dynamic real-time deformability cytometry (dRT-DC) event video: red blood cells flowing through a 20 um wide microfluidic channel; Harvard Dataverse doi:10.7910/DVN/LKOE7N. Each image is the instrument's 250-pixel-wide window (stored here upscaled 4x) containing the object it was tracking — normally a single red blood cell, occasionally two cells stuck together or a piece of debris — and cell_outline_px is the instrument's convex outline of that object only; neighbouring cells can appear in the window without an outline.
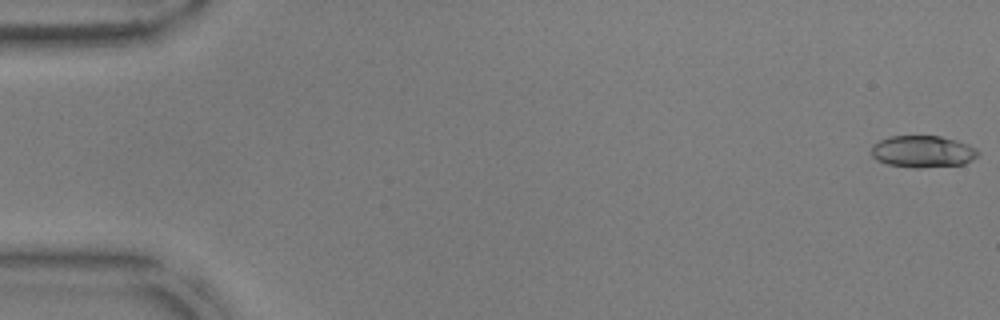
{"species": "common noctule bat (a hibernating species)", "species_latin": "Nyctalus noctula", "temperature_condition": "warm", "stored_images_in_passage": 53, "camera_frame_rate_fps": 3000, "um_per_image_px": 0.085, "animal": {"sex": "male", "body_mass_g": 17.9, "forearm_length_mm": 54.2}, "frame": {"image": 1, "passage_image": 1, "time_ms": 0.0, "image_size_px": [1000, 320], "cell_outline_px": [[980, 152], [972, 160], [964, 164], [920, 168], [912, 168], [888, 164], [876, 160], [872, 156], [872, 144], [888, 136], [940, 136], [956, 140], [968, 144], [976, 148]], "centroid_in_image_um": [78.43, 12.88], "position_along_channel_um": 6.6, "area_um2": 19.94}}
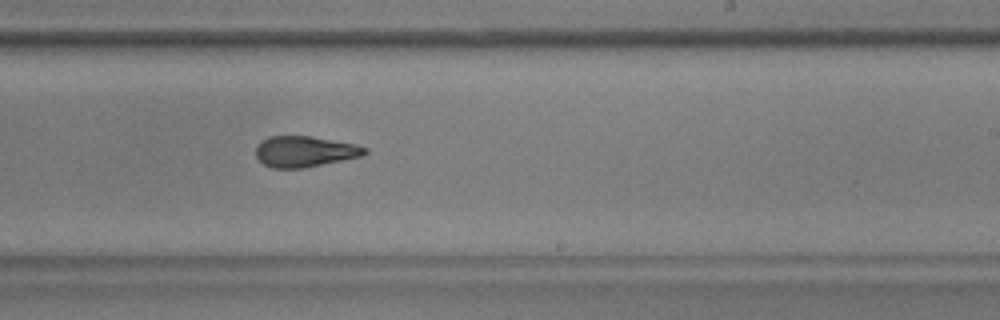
{"frame": {"image": 2, "passage_image": 33, "time_ms": 10.667, "image_size_px": [1000, 320], "cell_outline_px": [[368, 152], [364, 156], [304, 168], [272, 168], [264, 164], [256, 156], [256, 144], [260, 140], [268, 136], [312, 136], [356, 144], [368, 148]], "centroid_in_image_um": [25.92, 12.87], "position_along_channel_um": 263.1, "area_um2": 19.88}}
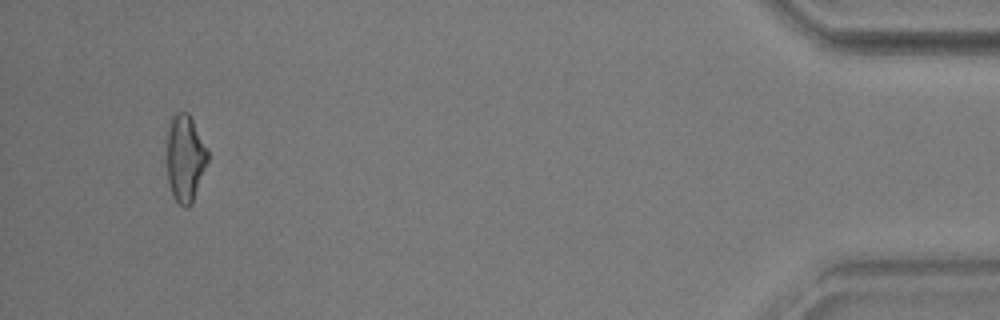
{"frame": {"image": 3, "passage_image": 51, "time_ms": 16.667, "image_size_px": [1000, 320], "cell_outline_px": [[208, 160], [192, 204], [188, 208], [184, 208], [176, 200], [172, 192], [168, 180], [168, 128], [172, 116], [176, 112], [188, 112], [208, 148]], "centroid_in_image_um": [15.76, 13.44], "position_along_channel_um": 419.4, "area_um2": 20.52}, "authors_computed_cell_mechanics": {"area_um2": 19.941, "velocity_mm_per_s": 3.7998, "shape_relaxation_time_tau1_ms": 5.8406, "shape_relaxation_time_tau2_ms": 2.295, "deformation_change_tau1": 0.2114, "deformation_change_tau2": 0.111}}